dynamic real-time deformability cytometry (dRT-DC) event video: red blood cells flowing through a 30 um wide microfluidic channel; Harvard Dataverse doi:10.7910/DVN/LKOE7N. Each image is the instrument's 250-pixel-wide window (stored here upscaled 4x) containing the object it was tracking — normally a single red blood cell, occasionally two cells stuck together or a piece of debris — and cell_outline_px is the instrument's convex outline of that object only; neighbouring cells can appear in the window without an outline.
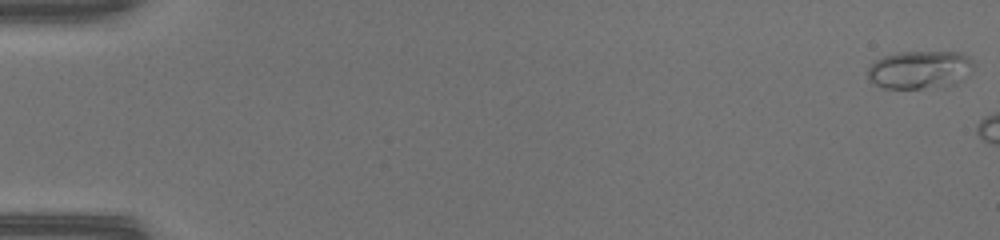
{"species": "common noctule bat (a hibernating species)", "species_latin": "Nyctalus noctula", "temperature_condition": "warm", "stored_images_in_passage": 7, "camera_frame_rate_fps": 3000, "um_per_image_px": 0.085, "animal": {"sex": "female", "body_mass_g": 17.0, "forearm_length_mm": 48.0}, "frame": {"image": 1, "passage_image": 1, "time_ms": 0.0, "image_size_px": [1000, 240], "cell_outline_px": [[976, 64], [956, 84], [948, 88], [884, 88], [876, 84], [868, 76], [868, 68], [876, 60], [884, 56], [900, 52], [960, 52], [968, 56]], "centroid_in_image_um": [78.22, 5.93], "position_along_channel_um": 6.8, "area_um2": 23.52}}